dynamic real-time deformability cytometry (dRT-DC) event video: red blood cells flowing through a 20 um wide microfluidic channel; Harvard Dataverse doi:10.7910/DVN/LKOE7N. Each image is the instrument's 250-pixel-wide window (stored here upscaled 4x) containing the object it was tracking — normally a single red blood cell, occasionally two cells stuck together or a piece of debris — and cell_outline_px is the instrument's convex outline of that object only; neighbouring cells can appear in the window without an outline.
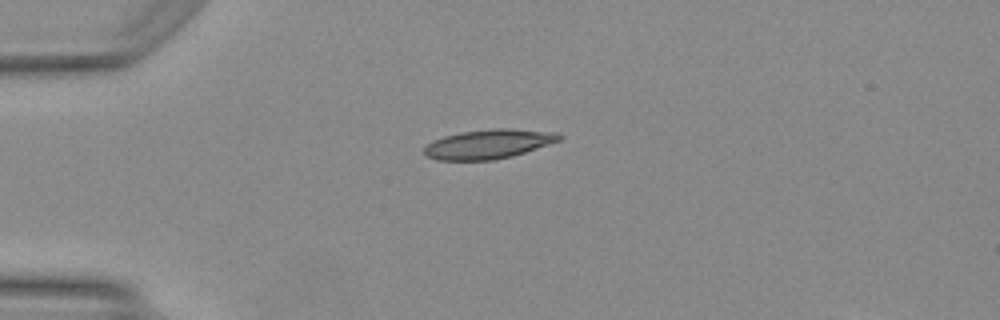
{"species": "Egyptian fruit bat (a non-hibernating species)", "species_latin": "Rousettus aegyptiacus", "temperature_condition": "warm", "stored_images_in_passage": 38, "camera_frame_rate_fps": 3000, "um_per_image_px": 0.085, "animal": {"sex": "female"}, "frame": {"image": 1, "passage_image": 1, "time_ms": 0.0, "image_size_px": [1000, 320], "cell_outline_px": [[564, 136], [560, 140], [512, 156], [492, 160], [436, 160], [424, 156], [424, 148], [432, 140], [444, 136], [460, 132], [496, 128], [508, 128], [560, 132]], "centroid_in_image_um": [41.52, 12.24], "position_along_channel_um": 43.5, "area_um2": 23.18}}
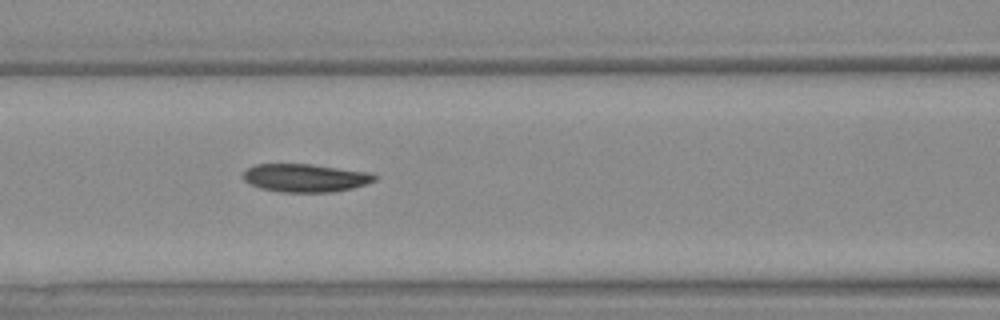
{"frame": {"image": 2, "passage_image": 10, "time_ms": 3.0, "image_size_px": [1000, 320], "cell_outline_px": [[376, 180], [352, 188], [332, 192], [280, 192], [260, 188], [244, 180], [244, 172], [248, 168], [256, 164], [312, 164], [372, 172], [376, 176]], "centroid_in_image_um": [25.98, 15.11], "position_along_channel_um": 140.6, "area_um2": 21.5}}
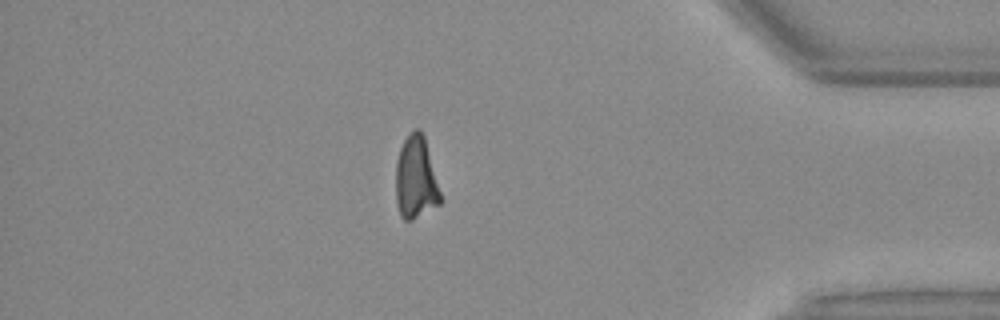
{"frame": {"image": 3, "passage_image": 31, "time_ms": 10.0, "image_size_px": [1000, 320], "cell_outline_px": [[444, 200], [440, 204], [412, 220], [404, 220], [400, 216], [396, 204], [396, 160], [400, 148], [408, 132], [412, 128], [420, 128], [424, 136]], "centroid_in_image_um": [35.36, 15.12], "position_along_channel_um": 399.8, "area_um2": 22.02}}